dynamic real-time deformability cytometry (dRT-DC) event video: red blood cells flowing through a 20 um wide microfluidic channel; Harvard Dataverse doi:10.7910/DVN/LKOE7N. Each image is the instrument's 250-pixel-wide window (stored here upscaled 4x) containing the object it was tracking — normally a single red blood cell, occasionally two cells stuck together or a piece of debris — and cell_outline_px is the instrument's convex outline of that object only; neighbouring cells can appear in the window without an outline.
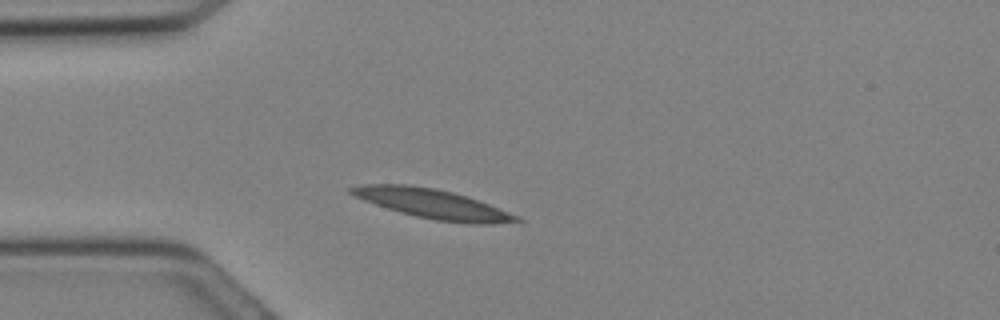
{"species": "Egyptian fruit bat (a non-hibernating species)", "species_latin": "Rousettus aegyptiacus", "temperature_condition": "cold", "stored_images_in_passage": 2, "camera_frame_rate_fps": 3000, "um_per_image_px": 0.085, "animal": {"sex": "female"}, "frame": {"image": 1, "passage_image": 1, "time_ms": 0.0, "image_size_px": [1000, 320], "cell_outline_px": [[524, 220], [492, 224], [468, 224], [436, 220], [416, 216], [400, 212], [364, 200], [348, 192], [348, 188], [360, 184], [408, 184], [436, 188], [468, 196], [520, 216]], "centroid_in_image_um": [36.79, 17.32], "position_along_channel_um": 48.2, "area_um2": 28.32}}